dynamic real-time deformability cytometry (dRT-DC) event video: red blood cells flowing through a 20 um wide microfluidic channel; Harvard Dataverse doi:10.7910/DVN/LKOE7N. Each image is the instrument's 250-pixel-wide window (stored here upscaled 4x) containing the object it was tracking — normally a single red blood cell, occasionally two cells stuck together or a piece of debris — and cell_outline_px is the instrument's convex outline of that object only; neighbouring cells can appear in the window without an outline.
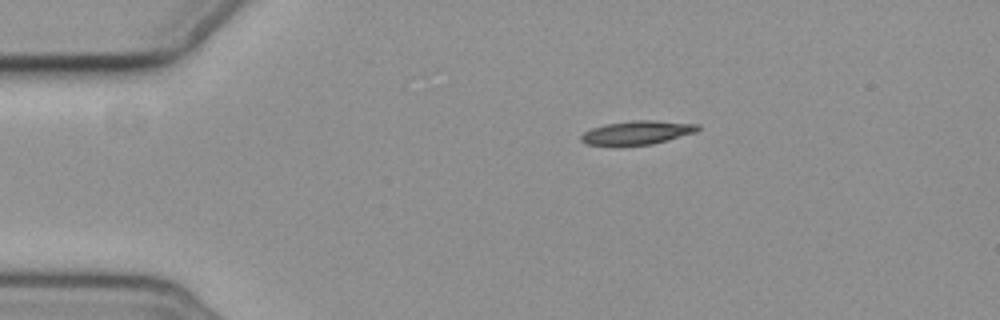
{"species": "common noctule bat (a hibernating species)", "species_latin": "Nyctalus noctula", "temperature_condition": "cold", "stored_images_in_passage": 4, "camera_frame_rate_fps": 3000, "um_per_image_px": 0.085, "animal": {"sex": "female", "body_mass_g": 19.3, "forearm_length_mm": 54.1}, "frame": {"image": 1, "passage_image": 1, "time_ms": 0.0, "image_size_px": [1000, 320], "cell_outline_px": [[700, 128], [696, 132], [652, 144], [588, 144], [580, 140], [580, 136], [584, 132], [592, 128], [604, 124], [632, 120], [652, 120], [700, 124]], "centroid_in_image_um": [54.19, 11.24], "position_along_channel_um": 30.8, "area_um2": 15.78}}
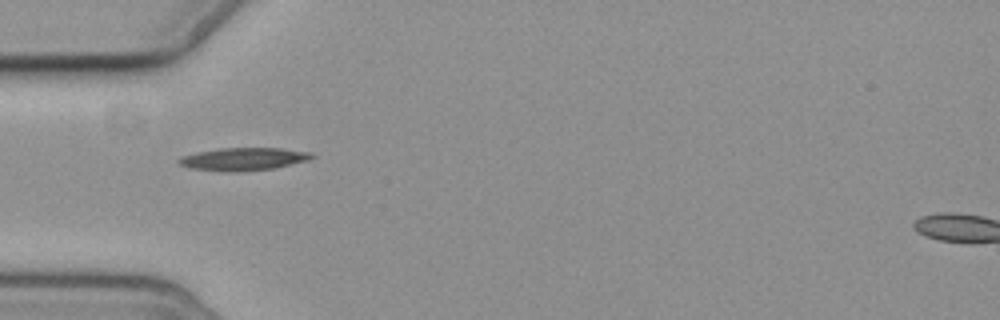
{"frame": {"image": 2, "passage_image": 3, "time_ms": 2.333, "image_size_px": [1000, 320], "cell_outline_px": [[316, 156], [308, 160], [276, 168], [236, 172], [224, 172], [188, 168], [176, 164], [176, 160], [180, 156], [196, 152], [220, 148], [280, 148], [312, 152]], "centroid_in_image_um": [20.64, 13.52], "position_along_channel_um": 64.4, "area_um2": 18.03}}
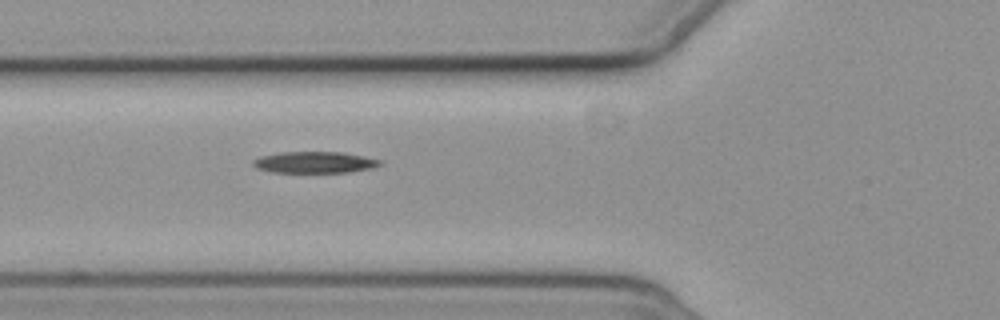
{"frame": {"image": 3, "passage_image": 4, "time_ms": 3.333, "image_size_px": [1000, 320], "cell_outline_px": [[384, 164], [372, 168], [348, 172], [272, 172], [256, 168], [252, 164], [252, 160], [260, 156], [280, 152], [344, 152], [364, 156], [380, 160]], "centroid_in_image_um": [26.74, 13.79], "position_along_channel_um": 99.1, "area_um2": 15.9}}